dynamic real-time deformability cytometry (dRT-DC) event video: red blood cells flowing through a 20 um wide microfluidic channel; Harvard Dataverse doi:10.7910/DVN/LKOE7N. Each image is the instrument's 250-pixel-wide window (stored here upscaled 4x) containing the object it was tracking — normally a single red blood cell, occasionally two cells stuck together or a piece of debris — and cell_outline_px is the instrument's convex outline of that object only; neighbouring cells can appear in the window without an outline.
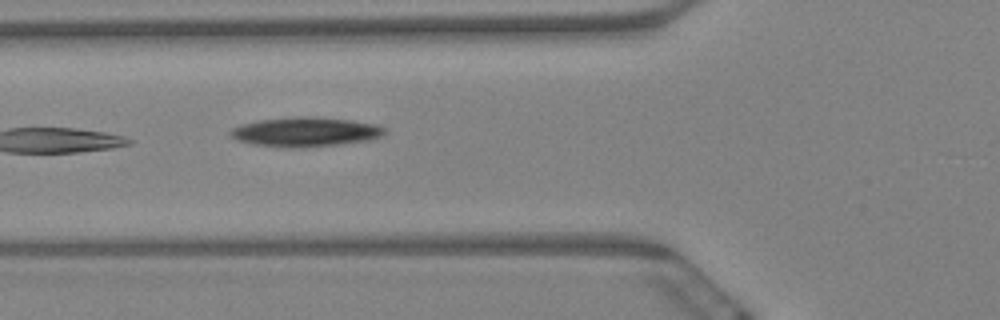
{"species": "Egyptian fruit bat (a non-hibernating species)", "species_latin": "Rousettus aegyptiacus", "temperature_condition": "warm", "stored_images_in_passage": 5, "camera_frame_rate_fps": 3000, "um_per_image_px": 0.085, "animal": {"sex": "female"}, "frame": {"image": 1, "passage_image": 5, "time_ms": 1.333, "image_size_px": [1000, 320], "cell_outline_px": [[384, 136], [372, 140], [340, 144], [292, 148], [252, 144], [236, 140], [228, 132], [232, 128], [240, 124], [260, 120], [300, 116], [312, 116], [352, 120], [376, 124], [384, 128]], "centroid_in_image_um": [25.97, 11.21], "position_along_channel_um": 99.8, "area_um2": 26.53}}